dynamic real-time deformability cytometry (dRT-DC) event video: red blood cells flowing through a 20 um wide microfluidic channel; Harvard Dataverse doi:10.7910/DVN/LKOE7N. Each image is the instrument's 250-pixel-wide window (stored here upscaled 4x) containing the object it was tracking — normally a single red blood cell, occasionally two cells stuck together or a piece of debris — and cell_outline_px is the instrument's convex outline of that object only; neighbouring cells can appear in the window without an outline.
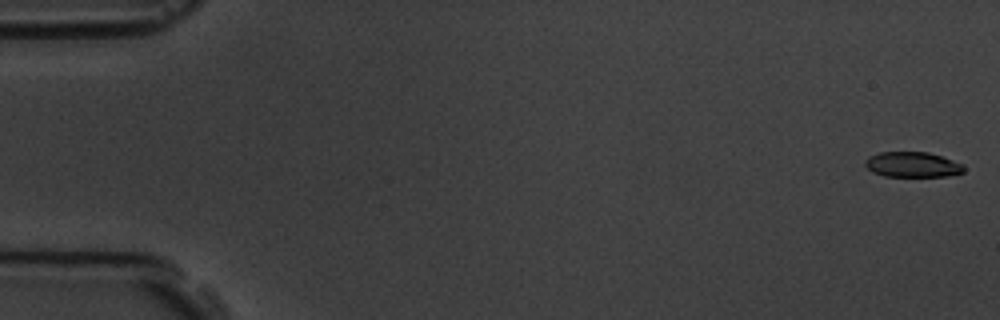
{"species": "common noctule bat (a hibernating species)", "species_latin": "Nyctalus noctula", "temperature_condition": "room temperature", "stored_images_in_passage": 8, "camera_frame_rate_fps": 3000, "um_per_image_px": 0.085, "animal": {"sex": "male", "body_mass_g": 19.5, "forearm_length_mm": 54.6}, "frame": {"image": 1, "passage_image": 1, "time_ms": 0.0, "image_size_px": [1000, 320], "cell_outline_px": [[964, 172], [948, 176], [884, 176], [872, 172], [864, 164], [864, 160], [868, 156], [880, 152], [928, 152], [964, 164]], "centroid_in_image_um": [77.54, 13.99], "position_along_channel_um": 7.5, "area_um2": 14.57}}
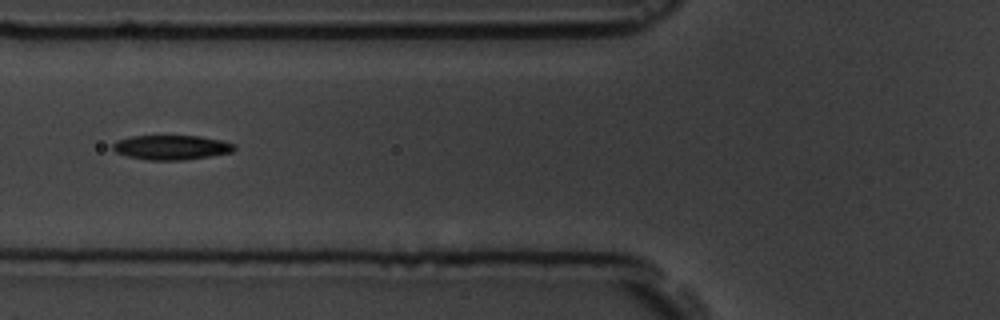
{"frame": {"image": 2, "passage_image": 7, "time_ms": 7.0, "image_size_px": [1000, 320], "cell_outline_px": [[236, 148], [232, 152], [184, 160], [148, 160], [128, 156], [116, 152], [112, 148], [112, 144], [116, 140], [132, 136], [200, 136], [220, 140], [236, 144]], "centroid_in_image_um": [14.56, 12.52], "position_along_channel_um": 111.2, "area_um2": 17.34}}
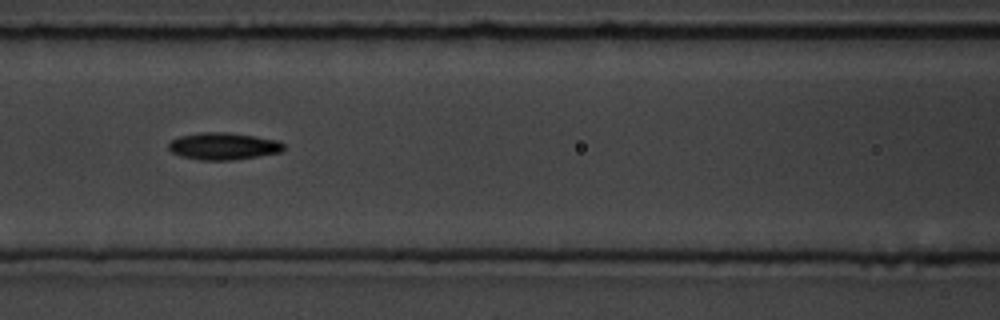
{"frame": {"image": 3, "passage_image": 8, "time_ms": 8.0, "image_size_px": [1000, 320], "cell_outline_px": [[284, 148], [280, 152], [256, 156], [228, 160], [200, 160], [184, 156], [172, 152], [168, 148], [168, 144], [172, 140], [180, 136], [200, 132], [228, 132], [256, 136], [280, 140], [284, 144]], "centroid_in_image_um": [19.0, 12.4], "position_along_channel_um": 147.6, "area_um2": 18.03}}